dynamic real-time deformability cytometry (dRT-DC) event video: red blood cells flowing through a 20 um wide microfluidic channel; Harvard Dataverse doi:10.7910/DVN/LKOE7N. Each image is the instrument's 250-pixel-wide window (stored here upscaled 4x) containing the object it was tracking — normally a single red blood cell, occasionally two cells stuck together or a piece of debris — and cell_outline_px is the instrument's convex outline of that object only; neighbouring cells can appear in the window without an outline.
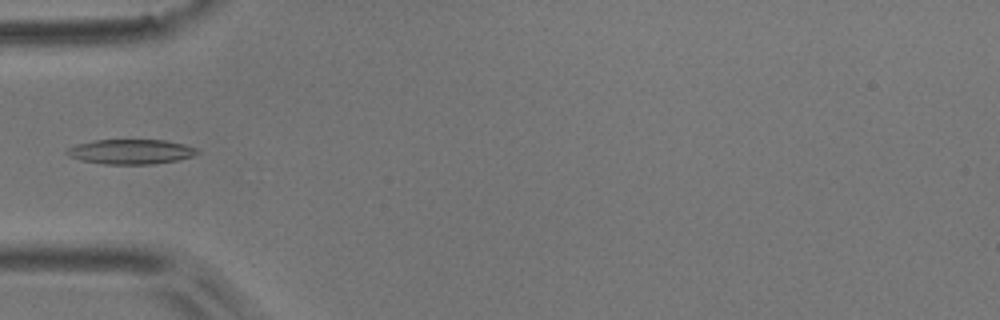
{"species": "common noctule bat (a hibernating species)", "species_latin": "Nyctalus noctula", "temperature_condition": "room temperature", "stored_images_in_passage": 3, "camera_frame_rate_fps": 3000, "um_per_image_px": 0.085, "animal": {"sex": "male", "body_mass_g": 17.9}, "frame": {"image": 1, "passage_image": 2, "time_ms": 0.333, "image_size_px": [1000, 320], "cell_outline_px": [[200, 152], [192, 156], [180, 160], [152, 164], [104, 164], [80, 160], [68, 156], [64, 152], [68, 148], [76, 144], [92, 140], [164, 140], [184, 144], [196, 148]], "centroid_in_image_um": [11.1, 12.89], "position_along_channel_um": 73.9, "area_um2": 18.96}}
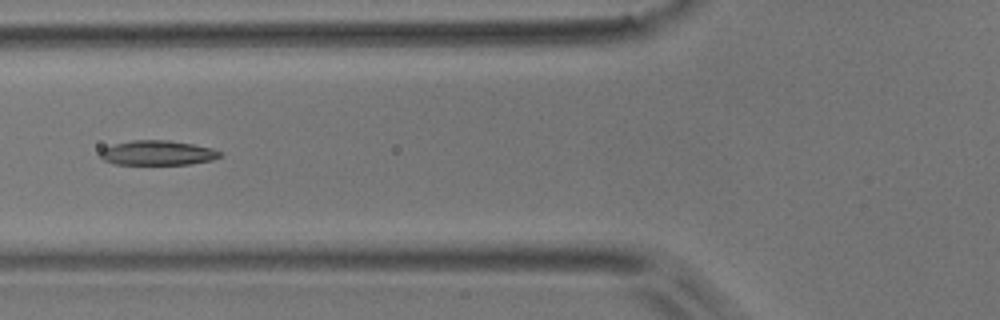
{"frame": {"image": 2, "passage_image": 3, "time_ms": 0.667, "image_size_px": [1000, 320], "cell_outline_px": [[224, 152], [220, 156], [212, 160], [192, 164], [112, 164], [104, 160], [100, 156], [100, 152], [104, 148], [116, 144], [132, 140], [168, 140], [192, 144], [212, 148]], "centroid_in_image_um": [13.42, 13.0], "position_along_channel_um": 112.4, "area_um2": 17.17}}